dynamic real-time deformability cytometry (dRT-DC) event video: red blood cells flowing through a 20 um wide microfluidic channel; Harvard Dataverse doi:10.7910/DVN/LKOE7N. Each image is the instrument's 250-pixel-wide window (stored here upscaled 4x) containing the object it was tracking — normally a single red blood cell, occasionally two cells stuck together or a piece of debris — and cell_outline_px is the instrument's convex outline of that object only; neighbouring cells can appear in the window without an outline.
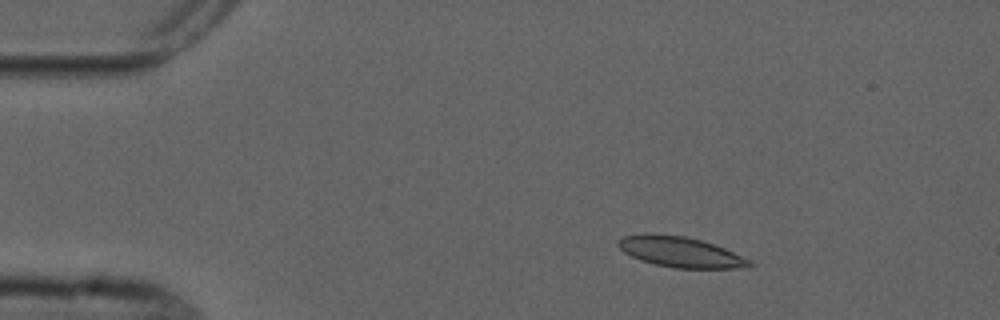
{"species": "common noctule bat (a hibernating species)", "species_latin": "Nyctalus noctula", "temperature_condition": "cold", "stored_images_in_passage": 3, "camera_frame_rate_fps": 3000, "um_per_image_px": 0.085, "animal": {"sex": "male", "forearm_length_mm": 52.5}, "frame": {"image": 1, "passage_image": 1, "time_ms": 0.0, "image_size_px": [1000, 320], "cell_outline_px": [[756, 264], [748, 268], [676, 268], [656, 264], [640, 260], [624, 252], [616, 244], [616, 240], [624, 236], [644, 232], [648, 232], [684, 236], [700, 240], [724, 248], [752, 260]], "centroid_in_image_um": [57.83, 21.41], "position_along_channel_um": 27.2, "area_um2": 23.52}}
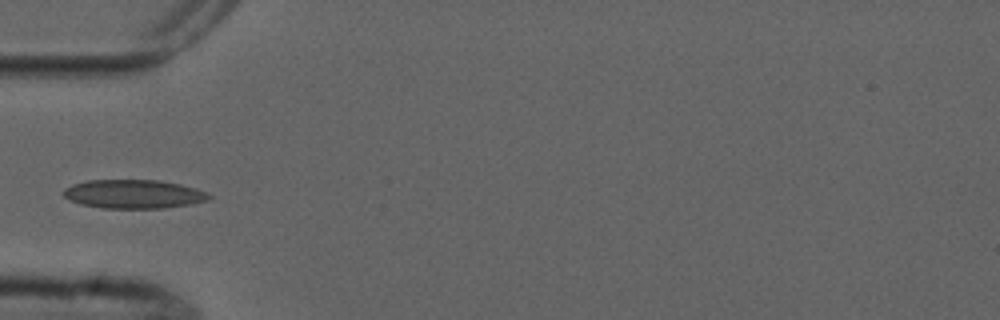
{"frame": {"image": 2, "passage_image": 3, "time_ms": 3.0, "image_size_px": [1000, 320], "cell_outline_px": [[212, 196], [208, 200], [188, 204], [164, 208], [104, 208], [80, 204], [68, 200], [60, 192], [64, 188], [72, 184], [88, 180], [156, 180], [180, 184], [196, 188], [208, 192]], "centroid_in_image_um": [11.32, 16.49], "position_along_channel_um": 73.7, "area_um2": 24.51}}